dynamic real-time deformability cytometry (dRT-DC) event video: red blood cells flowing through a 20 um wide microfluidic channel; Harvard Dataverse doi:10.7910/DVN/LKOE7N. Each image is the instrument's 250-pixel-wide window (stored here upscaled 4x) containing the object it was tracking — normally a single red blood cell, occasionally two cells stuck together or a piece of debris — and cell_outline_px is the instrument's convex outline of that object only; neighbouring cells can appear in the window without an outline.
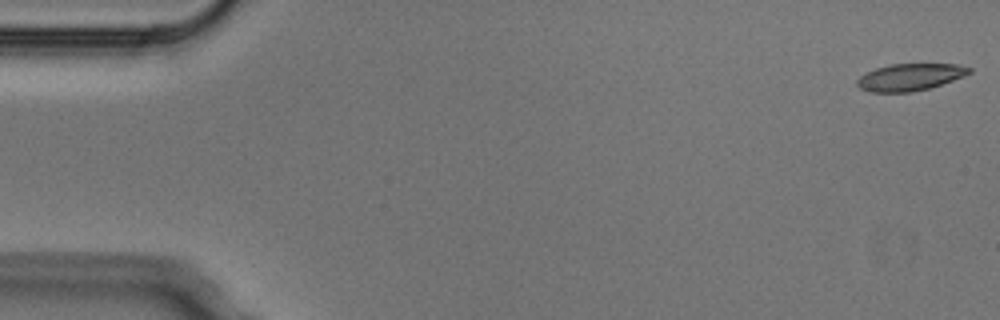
{"species": "Egyptian fruit bat (a non-hibernating species)", "species_latin": "Rousettus aegyptiacus", "temperature_condition": "cold", "stored_images_in_passage": 5, "camera_frame_rate_fps": 3000, "um_per_image_px": 0.085, "animal": {"sex": "male"}, "frame": {"image": 1, "passage_image": 1, "time_ms": 0.0, "image_size_px": [1000, 320], "cell_outline_px": [[972, 72], [964, 76], [928, 88], [912, 92], [868, 92], [860, 88], [856, 84], [856, 80], [860, 76], [876, 68], [888, 64], [956, 64], [972, 68]], "centroid_in_image_um": [77.33, 6.55], "position_along_channel_um": 7.7, "area_um2": 17.57}}
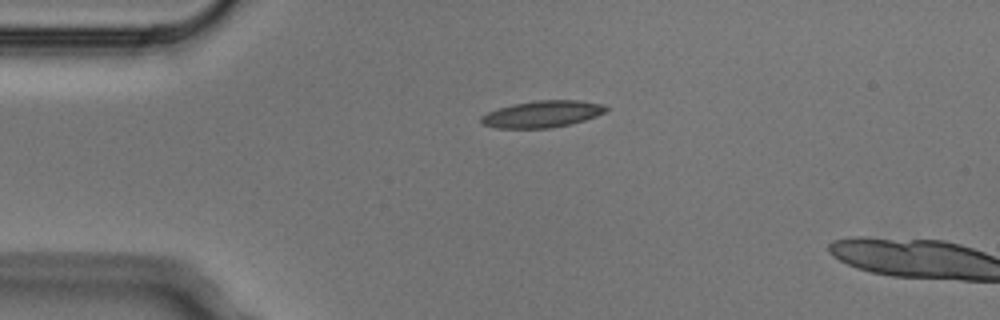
{"frame": {"image": 2, "passage_image": 4, "time_ms": 1.0, "image_size_px": [1000, 320], "cell_outline_px": [[608, 108], [604, 112], [596, 116], [584, 120], [552, 128], [496, 128], [480, 124], [480, 116], [488, 112], [512, 104], [536, 100], [580, 100], [604, 104]], "centroid_in_image_um": [46.07, 9.69], "position_along_channel_um": 38.9, "area_um2": 19.48}}